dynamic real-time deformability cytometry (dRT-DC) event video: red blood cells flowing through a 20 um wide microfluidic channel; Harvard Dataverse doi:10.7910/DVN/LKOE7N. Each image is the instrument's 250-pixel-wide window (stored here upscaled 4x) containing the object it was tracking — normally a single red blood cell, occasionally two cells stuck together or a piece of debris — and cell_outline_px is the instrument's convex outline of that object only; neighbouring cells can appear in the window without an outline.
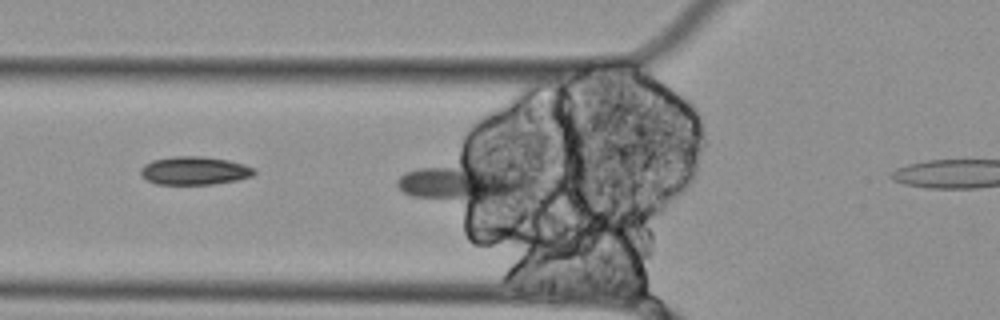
{"species": "Egyptian fruit bat (a non-hibernating species)", "species_latin": "Rousettus aegyptiacus", "temperature_condition": "cold", "stored_images_in_passage": 37, "camera_frame_rate_fps": 3000, "um_per_image_px": 0.085, "animal": {"sex": "female"}, "frame": {"image": 1, "passage_image": 11, "time_ms": 3.333, "image_size_px": [1000, 320], "cell_outline_px": [[524, 188], [504, 196], [472, 204], [412, 196], [404, 192], [396, 184], [396, 180], [404, 172], [464, 156], [524, 176]], "centroid_in_image_um": [39.13, 15.42], "position_along_channel_um": 86.7, "area_um2": 29.54}}